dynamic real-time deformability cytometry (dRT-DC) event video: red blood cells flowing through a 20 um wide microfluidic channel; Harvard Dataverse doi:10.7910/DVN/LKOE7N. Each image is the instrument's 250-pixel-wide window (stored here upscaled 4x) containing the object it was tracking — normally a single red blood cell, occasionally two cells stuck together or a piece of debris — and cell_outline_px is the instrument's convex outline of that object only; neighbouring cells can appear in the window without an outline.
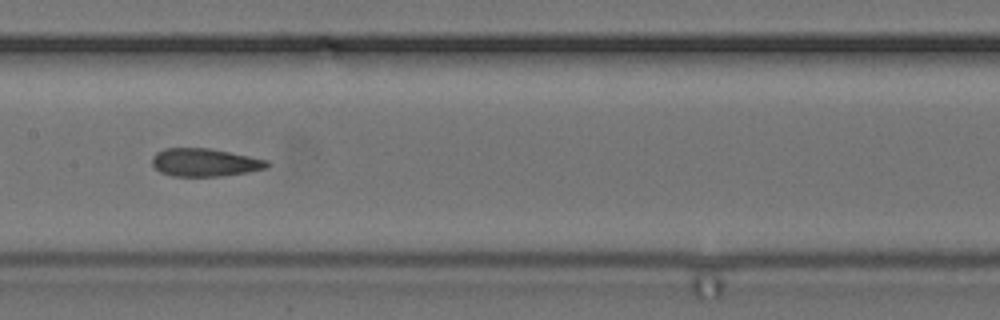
{"species": "common noctule bat (a hibernating species)", "species_latin": "Nyctalus noctula", "temperature_condition": "cold", "stored_images_in_passage": 39, "camera_frame_rate_fps": 3000, "um_per_image_px": 0.085, "animal": {"sex": "female", "body_mass_g": 24.6, "forearm_length_mm": 56.2}, "frame": {"image": 1, "passage_image": 12, "time_ms": 3.667, "image_size_px": [1000, 320], "cell_outline_px": [[268, 168], [248, 172], [220, 176], [172, 176], [160, 172], [152, 164], [152, 156], [156, 152], [164, 148], [208, 148], [268, 160]], "centroid_in_image_um": [17.38, 13.81], "position_along_channel_um": 190.0, "area_um2": 18.67}, "authors_computed_cell_mechanics": {"area_um2": 19.0162, "velocity_mm_per_s": 3.7404, "shape_relaxation_time_tau1_ms": null, "shape_relaxation_time_tau2_ms": 2.8091, "deformation_change_tau1": null, "deformation_change_tau2": 0.1006}}